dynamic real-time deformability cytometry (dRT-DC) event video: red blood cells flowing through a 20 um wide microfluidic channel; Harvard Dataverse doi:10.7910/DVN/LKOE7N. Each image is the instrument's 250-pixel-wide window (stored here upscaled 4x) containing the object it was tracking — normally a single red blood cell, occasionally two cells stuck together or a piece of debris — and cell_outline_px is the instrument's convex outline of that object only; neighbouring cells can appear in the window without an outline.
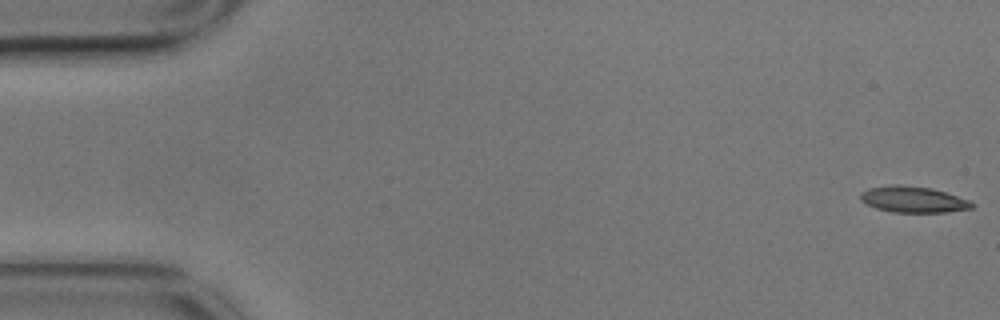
{"species": "common noctule bat (a hibernating species)", "species_latin": "Nyctalus noctula", "temperature_condition": "cold", "stored_images_in_passage": 4, "camera_frame_rate_fps": 3000, "um_per_image_px": 0.085, "animal": {"sex": "male", "body_mass_g": 17.9}, "frame": {"image": 1, "passage_image": 1, "time_ms": 0.0, "image_size_px": [1000, 320], "cell_outline_px": [[976, 204], [972, 208], [948, 212], [892, 212], [876, 208], [860, 200], [860, 192], [868, 188], [892, 184], [896, 184], [932, 188], [968, 200]], "centroid_in_image_um": [77.6, 16.95], "position_along_channel_um": 7.4, "area_um2": 16.94}}